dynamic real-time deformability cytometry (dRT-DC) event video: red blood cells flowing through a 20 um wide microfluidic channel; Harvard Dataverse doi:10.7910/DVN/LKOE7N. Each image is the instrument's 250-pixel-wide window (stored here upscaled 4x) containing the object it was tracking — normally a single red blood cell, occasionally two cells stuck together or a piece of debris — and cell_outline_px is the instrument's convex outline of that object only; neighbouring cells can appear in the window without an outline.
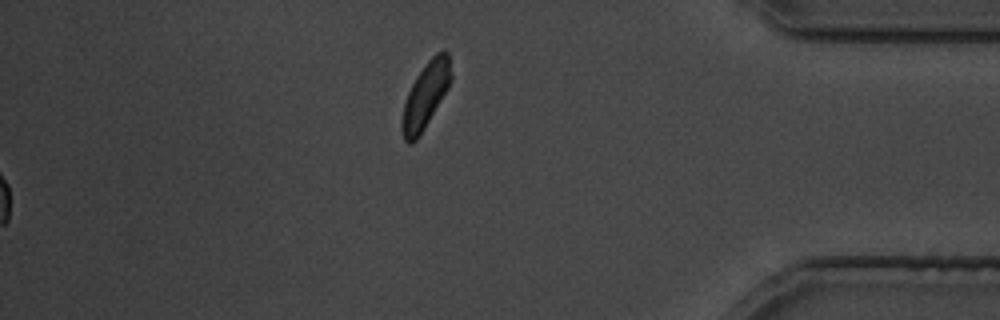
{"species": "common noctule bat (a hibernating species)", "species_latin": "Nyctalus noctula", "temperature_condition": "cold", "stored_images_in_passage": 29, "segment_of_instrument_passage": [2, 2], "camera_frame_rate_fps": 3000, "um_per_image_px": 0.085, "animal": {"sex": "male", "body_mass_g": 19.5, "forearm_length_mm": 54.6}, "frame": {"image": 1, "passage_image": 29, "time_ms": 33.667, "image_size_px": [1000, 320], "cell_outline_px": [[452, 80], [448, 88], [420, 136], [416, 140], [408, 144], [404, 140], [400, 128], [404, 104], [408, 92], [416, 76], [428, 60], [436, 52], [444, 48], [448, 52], [452, 76]], "centroid_in_image_um": [36.18, 8.1], "position_along_channel_um": 399.0, "area_um2": 18.9}}